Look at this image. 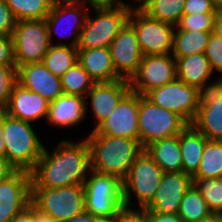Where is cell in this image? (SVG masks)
Returning a JSON list of instances; mask_svg holds the SVG:
<instances>
[{"mask_svg": "<svg viewBox=\"0 0 222 222\" xmlns=\"http://www.w3.org/2000/svg\"><path fill=\"white\" fill-rule=\"evenodd\" d=\"M199 222H220L218 214H212L205 220H201Z\"/></svg>", "mask_w": 222, "mask_h": 222, "instance_id": "51", "label": "cell"}, {"mask_svg": "<svg viewBox=\"0 0 222 222\" xmlns=\"http://www.w3.org/2000/svg\"><path fill=\"white\" fill-rule=\"evenodd\" d=\"M144 151L164 173L182 172L179 134L154 141L144 147Z\"/></svg>", "mask_w": 222, "mask_h": 222, "instance_id": "25", "label": "cell"}, {"mask_svg": "<svg viewBox=\"0 0 222 222\" xmlns=\"http://www.w3.org/2000/svg\"><path fill=\"white\" fill-rule=\"evenodd\" d=\"M83 186L85 211L88 213L106 222H117L127 214L123 184L118 177L90 170Z\"/></svg>", "mask_w": 222, "mask_h": 222, "instance_id": "3", "label": "cell"}, {"mask_svg": "<svg viewBox=\"0 0 222 222\" xmlns=\"http://www.w3.org/2000/svg\"><path fill=\"white\" fill-rule=\"evenodd\" d=\"M108 2H122V0H107Z\"/></svg>", "mask_w": 222, "mask_h": 222, "instance_id": "54", "label": "cell"}, {"mask_svg": "<svg viewBox=\"0 0 222 222\" xmlns=\"http://www.w3.org/2000/svg\"><path fill=\"white\" fill-rule=\"evenodd\" d=\"M77 62L95 83L121 79L113 67L109 48L78 49Z\"/></svg>", "mask_w": 222, "mask_h": 222, "instance_id": "23", "label": "cell"}, {"mask_svg": "<svg viewBox=\"0 0 222 222\" xmlns=\"http://www.w3.org/2000/svg\"><path fill=\"white\" fill-rule=\"evenodd\" d=\"M89 9L90 8L87 7V5L85 4L71 3L66 0H55L50 10V13L45 18L51 44L52 45H67L66 43L54 44L52 42L53 35L55 32L57 33L58 27H61L62 24L64 25V23H66L68 28H66V26L60 28L62 29V33L64 34L59 33L58 35L65 36L66 34L67 36L69 34L68 37H70V34L73 35V33L76 31V33H74L73 39H71V42H69V46L77 47L79 43V35H80L81 30L84 27ZM68 24L74 25V26L70 27L68 26ZM53 30H55V32Z\"/></svg>", "mask_w": 222, "mask_h": 222, "instance_id": "16", "label": "cell"}, {"mask_svg": "<svg viewBox=\"0 0 222 222\" xmlns=\"http://www.w3.org/2000/svg\"><path fill=\"white\" fill-rule=\"evenodd\" d=\"M86 116L85 98L63 94L50 103L47 122L55 127L70 128Z\"/></svg>", "mask_w": 222, "mask_h": 222, "instance_id": "22", "label": "cell"}, {"mask_svg": "<svg viewBox=\"0 0 222 222\" xmlns=\"http://www.w3.org/2000/svg\"><path fill=\"white\" fill-rule=\"evenodd\" d=\"M49 105L50 102L41 95L17 83L14 86L10 101L3 111L11 117L31 123L43 117L46 121Z\"/></svg>", "mask_w": 222, "mask_h": 222, "instance_id": "21", "label": "cell"}, {"mask_svg": "<svg viewBox=\"0 0 222 222\" xmlns=\"http://www.w3.org/2000/svg\"><path fill=\"white\" fill-rule=\"evenodd\" d=\"M144 222H183L179 214L138 212Z\"/></svg>", "mask_w": 222, "mask_h": 222, "instance_id": "41", "label": "cell"}, {"mask_svg": "<svg viewBox=\"0 0 222 222\" xmlns=\"http://www.w3.org/2000/svg\"><path fill=\"white\" fill-rule=\"evenodd\" d=\"M18 83L50 103L64 94L60 78L49 71L43 62L19 66Z\"/></svg>", "mask_w": 222, "mask_h": 222, "instance_id": "20", "label": "cell"}, {"mask_svg": "<svg viewBox=\"0 0 222 222\" xmlns=\"http://www.w3.org/2000/svg\"><path fill=\"white\" fill-rule=\"evenodd\" d=\"M32 125L33 123L11 117L3 111L5 159L17 170L31 172L43 153L44 146Z\"/></svg>", "mask_w": 222, "mask_h": 222, "instance_id": "5", "label": "cell"}, {"mask_svg": "<svg viewBox=\"0 0 222 222\" xmlns=\"http://www.w3.org/2000/svg\"><path fill=\"white\" fill-rule=\"evenodd\" d=\"M189 124L178 114L153 104L139 94V143L148 144L180 134Z\"/></svg>", "mask_w": 222, "mask_h": 222, "instance_id": "7", "label": "cell"}, {"mask_svg": "<svg viewBox=\"0 0 222 222\" xmlns=\"http://www.w3.org/2000/svg\"><path fill=\"white\" fill-rule=\"evenodd\" d=\"M91 170L123 181L144 148L139 140L108 135H88Z\"/></svg>", "mask_w": 222, "mask_h": 222, "instance_id": "2", "label": "cell"}, {"mask_svg": "<svg viewBox=\"0 0 222 222\" xmlns=\"http://www.w3.org/2000/svg\"><path fill=\"white\" fill-rule=\"evenodd\" d=\"M33 222H58L33 204Z\"/></svg>", "mask_w": 222, "mask_h": 222, "instance_id": "45", "label": "cell"}, {"mask_svg": "<svg viewBox=\"0 0 222 222\" xmlns=\"http://www.w3.org/2000/svg\"><path fill=\"white\" fill-rule=\"evenodd\" d=\"M208 139L192 125H188L179 134V146L182 154V172L193 176L200 165L201 156Z\"/></svg>", "mask_w": 222, "mask_h": 222, "instance_id": "26", "label": "cell"}, {"mask_svg": "<svg viewBox=\"0 0 222 222\" xmlns=\"http://www.w3.org/2000/svg\"><path fill=\"white\" fill-rule=\"evenodd\" d=\"M78 60V49L69 45H51L43 64L55 76H63Z\"/></svg>", "mask_w": 222, "mask_h": 222, "instance_id": "28", "label": "cell"}, {"mask_svg": "<svg viewBox=\"0 0 222 222\" xmlns=\"http://www.w3.org/2000/svg\"><path fill=\"white\" fill-rule=\"evenodd\" d=\"M31 202L56 221L63 222L85 211L84 186L31 188Z\"/></svg>", "mask_w": 222, "mask_h": 222, "instance_id": "8", "label": "cell"}, {"mask_svg": "<svg viewBox=\"0 0 222 222\" xmlns=\"http://www.w3.org/2000/svg\"><path fill=\"white\" fill-rule=\"evenodd\" d=\"M71 3H78L88 5L89 7L102 6L108 3L107 0H66Z\"/></svg>", "mask_w": 222, "mask_h": 222, "instance_id": "48", "label": "cell"}, {"mask_svg": "<svg viewBox=\"0 0 222 222\" xmlns=\"http://www.w3.org/2000/svg\"><path fill=\"white\" fill-rule=\"evenodd\" d=\"M11 222H33V203L30 202Z\"/></svg>", "mask_w": 222, "mask_h": 222, "instance_id": "43", "label": "cell"}, {"mask_svg": "<svg viewBox=\"0 0 222 222\" xmlns=\"http://www.w3.org/2000/svg\"><path fill=\"white\" fill-rule=\"evenodd\" d=\"M193 185L213 214L222 212V178H193Z\"/></svg>", "mask_w": 222, "mask_h": 222, "instance_id": "34", "label": "cell"}, {"mask_svg": "<svg viewBox=\"0 0 222 222\" xmlns=\"http://www.w3.org/2000/svg\"><path fill=\"white\" fill-rule=\"evenodd\" d=\"M192 185V176L184 172L164 173L153 200L140 212L178 214L183 196Z\"/></svg>", "mask_w": 222, "mask_h": 222, "instance_id": "17", "label": "cell"}, {"mask_svg": "<svg viewBox=\"0 0 222 222\" xmlns=\"http://www.w3.org/2000/svg\"><path fill=\"white\" fill-rule=\"evenodd\" d=\"M17 169L12 166L5 158H0V182L11 177Z\"/></svg>", "mask_w": 222, "mask_h": 222, "instance_id": "42", "label": "cell"}, {"mask_svg": "<svg viewBox=\"0 0 222 222\" xmlns=\"http://www.w3.org/2000/svg\"><path fill=\"white\" fill-rule=\"evenodd\" d=\"M212 70L222 73V39L211 33L204 52Z\"/></svg>", "mask_w": 222, "mask_h": 222, "instance_id": "37", "label": "cell"}, {"mask_svg": "<svg viewBox=\"0 0 222 222\" xmlns=\"http://www.w3.org/2000/svg\"><path fill=\"white\" fill-rule=\"evenodd\" d=\"M61 86L65 95L85 98L95 81L77 62L63 76L60 77Z\"/></svg>", "mask_w": 222, "mask_h": 222, "instance_id": "33", "label": "cell"}, {"mask_svg": "<svg viewBox=\"0 0 222 222\" xmlns=\"http://www.w3.org/2000/svg\"><path fill=\"white\" fill-rule=\"evenodd\" d=\"M217 11H222V0H211Z\"/></svg>", "mask_w": 222, "mask_h": 222, "instance_id": "52", "label": "cell"}, {"mask_svg": "<svg viewBox=\"0 0 222 222\" xmlns=\"http://www.w3.org/2000/svg\"><path fill=\"white\" fill-rule=\"evenodd\" d=\"M113 67L124 80L130 79L138 71L143 54L139 47L136 31L127 21L109 46Z\"/></svg>", "mask_w": 222, "mask_h": 222, "instance_id": "15", "label": "cell"}, {"mask_svg": "<svg viewBox=\"0 0 222 222\" xmlns=\"http://www.w3.org/2000/svg\"><path fill=\"white\" fill-rule=\"evenodd\" d=\"M192 178H222V141H206L199 168Z\"/></svg>", "mask_w": 222, "mask_h": 222, "instance_id": "29", "label": "cell"}, {"mask_svg": "<svg viewBox=\"0 0 222 222\" xmlns=\"http://www.w3.org/2000/svg\"><path fill=\"white\" fill-rule=\"evenodd\" d=\"M198 90V113L191 125L208 140L222 141V76Z\"/></svg>", "mask_w": 222, "mask_h": 222, "instance_id": "12", "label": "cell"}, {"mask_svg": "<svg viewBox=\"0 0 222 222\" xmlns=\"http://www.w3.org/2000/svg\"><path fill=\"white\" fill-rule=\"evenodd\" d=\"M211 0H185L183 14H216Z\"/></svg>", "mask_w": 222, "mask_h": 222, "instance_id": "39", "label": "cell"}, {"mask_svg": "<svg viewBox=\"0 0 222 222\" xmlns=\"http://www.w3.org/2000/svg\"><path fill=\"white\" fill-rule=\"evenodd\" d=\"M18 83V68L16 65H0V110L3 111Z\"/></svg>", "mask_w": 222, "mask_h": 222, "instance_id": "36", "label": "cell"}, {"mask_svg": "<svg viewBox=\"0 0 222 222\" xmlns=\"http://www.w3.org/2000/svg\"><path fill=\"white\" fill-rule=\"evenodd\" d=\"M15 19L42 20L45 19L55 0H5Z\"/></svg>", "mask_w": 222, "mask_h": 222, "instance_id": "31", "label": "cell"}, {"mask_svg": "<svg viewBox=\"0 0 222 222\" xmlns=\"http://www.w3.org/2000/svg\"><path fill=\"white\" fill-rule=\"evenodd\" d=\"M63 222H106V221L100 217L88 213L87 211H83L82 213Z\"/></svg>", "mask_w": 222, "mask_h": 222, "instance_id": "44", "label": "cell"}, {"mask_svg": "<svg viewBox=\"0 0 222 222\" xmlns=\"http://www.w3.org/2000/svg\"><path fill=\"white\" fill-rule=\"evenodd\" d=\"M185 0H152L142 11L150 18L176 26L183 15Z\"/></svg>", "mask_w": 222, "mask_h": 222, "instance_id": "32", "label": "cell"}, {"mask_svg": "<svg viewBox=\"0 0 222 222\" xmlns=\"http://www.w3.org/2000/svg\"><path fill=\"white\" fill-rule=\"evenodd\" d=\"M0 65H16L12 36L0 35Z\"/></svg>", "mask_w": 222, "mask_h": 222, "instance_id": "40", "label": "cell"}, {"mask_svg": "<svg viewBox=\"0 0 222 222\" xmlns=\"http://www.w3.org/2000/svg\"><path fill=\"white\" fill-rule=\"evenodd\" d=\"M139 94L131 90L120 100L113 113L89 135H108L139 140Z\"/></svg>", "mask_w": 222, "mask_h": 222, "instance_id": "14", "label": "cell"}, {"mask_svg": "<svg viewBox=\"0 0 222 222\" xmlns=\"http://www.w3.org/2000/svg\"><path fill=\"white\" fill-rule=\"evenodd\" d=\"M213 32L174 30L172 51L174 58L204 53Z\"/></svg>", "mask_w": 222, "mask_h": 222, "instance_id": "27", "label": "cell"}, {"mask_svg": "<svg viewBox=\"0 0 222 222\" xmlns=\"http://www.w3.org/2000/svg\"><path fill=\"white\" fill-rule=\"evenodd\" d=\"M12 39L17 68L29 63L42 62L52 45L45 19L17 21Z\"/></svg>", "mask_w": 222, "mask_h": 222, "instance_id": "9", "label": "cell"}, {"mask_svg": "<svg viewBox=\"0 0 222 222\" xmlns=\"http://www.w3.org/2000/svg\"><path fill=\"white\" fill-rule=\"evenodd\" d=\"M183 222H199L213 213L194 185L185 193L178 211Z\"/></svg>", "mask_w": 222, "mask_h": 222, "instance_id": "30", "label": "cell"}, {"mask_svg": "<svg viewBox=\"0 0 222 222\" xmlns=\"http://www.w3.org/2000/svg\"><path fill=\"white\" fill-rule=\"evenodd\" d=\"M136 2H139L140 5L137 7L135 6H131L132 9H136V10H142L150 1L152 0H135Z\"/></svg>", "mask_w": 222, "mask_h": 222, "instance_id": "50", "label": "cell"}, {"mask_svg": "<svg viewBox=\"0 0 222 222\" xmlns=\"http://www.w3.org/2000/svg\"><path fill=\"white\" fill-rule=\"evenodd\" d=\"M17 20L5 0H0V35L12 36Z\"/></svg>", "mask_w": 222, "mask_h": 222, "instance_id": "38", "label": "cell"}, {"mask_svg": "<svg viewBox=\"0 0 222 222\" xmlns=\"http://www.w3.org/2000/svg\"><path fill=\"white\" fill-rule=\"evenodd\" d=\"M217 214H218V216H219L220 222H222V212H221V213H217Z\"/></svg>", "mask_w": 222, "mask_h": 222, "instance_id": "53", "label": "cell"}, {"mask_svg": "<svg viewBox=\"0 0 222 222\" xmlns=\"http://www.w3.org/2000/svg\"><path fill=\"white\" fill-rule=\"evenodd\" d=\"M213 33L222 39V11L215 14Z\"/></svg>", "mask_w": 222, "mask_h": 222, "instance_id": "46", "label": "cell"}, {"mask_svg": "<svg viewBox=\"0 0 222 222\" xmlns=\"http://www.w3.org/2000/svg\"><path fill=\"white\" fill-rule=\"evenodd\" d=\"M95 18L88 12L85 24L79 35L77 49L109 48L120 29L128 21L131 5L122 2H108L92 7Z\"/></svg>", "mask_w": 222, "mask_h": 222, "instance_id": "4", "label": "cell"}, {"mask_svg": "<svg viewBox=\"0 0 222 222\" xmlns=\"http://www.w3.org/2000/svg\"><path fill=\"white\" fill-rule=\"evenodd\" d=\"M177 78L176 59L169 54L146 55L141 59L138 71L130 79V90L145 95Z\"/></svg>", "mask_w": 222, "mask_h": 222, "instance_id": "13", "label": "cell"}, {"mask_svg": "<svg viewBox=\"0 0 222 222\" xmlns=\"http://www.w3.org/2000/svg\"><path fill=\"white\" fill-rule=\"evenodd\" d=\"M130 91L128 80L120 79L114 82L95 83L85 96V111L88 112V98L91 100L92 112L95 116V131L110 115L120 100Z\"/></svg>", "mask_w": 222, "mask_h": 222, "instance_id": "19", "label": "cell"}, {"mask_svg": "<svg viewBox=\"0 0 222 222\" xmlns=\"http://www.w3.org/2000/svg\"><path fill=\"white\" fill-rule=\"evenodd\" d=\"M176 59L177 79L198 90L212 78L213 70L204 53Z\"/></svg>", "mask_w": 222, "mask_h": 222, "instance_id": "24", "label": "cell"}, {"mask_svg": "<svg viewBox=\"0 0 222 222\" xmlns=\"http://www.w3.org/2000/svg\"><path fill=\"white\" fill-rule=\"evenodd\" d=\"M215 14H183L174 30L213 32Z\"/></svg>", "mask_w": 222, "mask_h": 222, "instance_id": "35", "label": "cell"}, {"mask_svg": "<svg viewBox=\"0 0 222 222\" xmlns=\"http://www.w3.org/2000/svg\"><path fill=\"white\" fill-rule=\"evenodd\" d=\"M198 89L177 78L166 85L150 90L144 96L153 104L180 115L189 125L198 113Z\"/></svg>", "mask_w": 222, "mask_h": 222, "instance_id": "11", "label": "cell"}, {"mask_svg": "<svg viewBox=\"0 0 222 222\" xmlns=\"http://www.w3.org/2000/svg\"><path fill=\"white\" fill-rule=\"evenodd\" d=\"M56 148V149H55ZM49 152L45 147L31 173V188H60L83 185L91 170L87 139L62 140Z\"/></svg>", "mask_w": 222, "mask_h": 222, "instance_id": "1", "label": "cell"}, {"mask_svg": "<svg viewBox=\"0 0 222 222\" xmlns=\"http://www.w3.org/2000/svg\"><path fill=\"white\" fill-rule=\"evenodd\" d=\"M117 222H144L138 213H127L122 219Z\"/></svg>", "mask_w": 222, "mask_h": 222, "instance_id": "49", "label": "cell"}, {"mask_svg": "<svg viewBox=\"0 0 222 222\" xmlns=\"http://www.w3.org/2000/svg\"><path fill=\"white\" fill-rule=\"evenodd\" d=\"M31 202V173L17 170L0 182V222H11Z\"/></svg>", "mask_w": 222, "mask_h": 222, "instance_id": "18", "label": "cell"}, {"mask_svg": "<svg viewBox=\"0 0 222 222\" xmlns=\"http://www.w3.org/2000/svg\"><path fill=\"white\" fill-rule=\"evenodd\" d=\"M128 22L136 31L143 56L171 53L174 25L150 18L136 9H131Z\"/></svg>", "mask_w": 222, "mask_h": 222, "instance_id": "10", "label": "cell"}, {"mask_svg": "<svg viewBox=\"0 0 222 222\" xmlns=\"http://www.w3.org/2000/svg\"><path fill=\"white\" fill-rule=\"evenodd\" d=\"M3 136V111H0V158H5L6 155V145Z\"/></svg>", "mask_w": 222, "mask_h": 222, "instance_id": "47", "label": "cell"}, {"mask_svg": "<svg viewBox=\"0 0 222 222\" xmlns=\"http://www.w3.org/2000/svg\"><path fill=\"white\" fill-rule=\"evenodd\" d=\"M163 175L162 169L143 150L122 181L124 208L127 213H138L153 200ZM133 195L136 196L138 209L130 208Z\"/></svg>", "mask_w": 222, "mask_h": 222, "instance_id": "6", "label": "cell"}]
</instances>
